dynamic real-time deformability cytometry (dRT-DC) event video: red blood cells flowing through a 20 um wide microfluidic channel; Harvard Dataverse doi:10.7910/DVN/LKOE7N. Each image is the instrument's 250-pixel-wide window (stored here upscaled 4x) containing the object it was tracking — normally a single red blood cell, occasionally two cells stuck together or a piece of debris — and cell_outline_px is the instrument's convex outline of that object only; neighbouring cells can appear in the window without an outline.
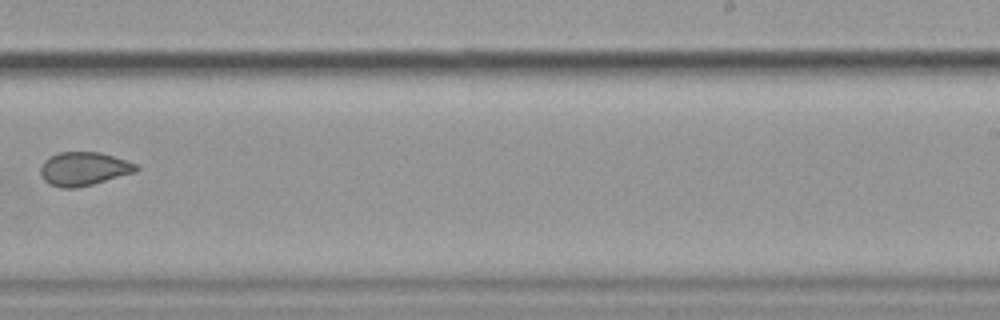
{"species": "common noctule bat (a hibernating species)", "species_latin": "Nyctalus noctula", "temperature_condition": "cold", "stored_images_in_passage": 7, "camera_frame_rate_fps": 3000, "um_per_image_px": 0.085, "animal": {"sex": "female", "body_mass_g": 19.9}, "frame": {"image": 1, "passage_image": 7, "time_ms": 7.0, "image_size_px": [1000, 320], "cell_outline_px": [[140, 168], [136, 172], [92, 184], [76, 188], [60, 188], [48, 184], [44, 180], [40, 172], [40, 168], [44, 160], [60, 152], [100, 152], [136, 164]], "centroid_in_image_um": [7.1, 14.36], "position_along_channel_um": 281.9, "area_um2": 18.61}}